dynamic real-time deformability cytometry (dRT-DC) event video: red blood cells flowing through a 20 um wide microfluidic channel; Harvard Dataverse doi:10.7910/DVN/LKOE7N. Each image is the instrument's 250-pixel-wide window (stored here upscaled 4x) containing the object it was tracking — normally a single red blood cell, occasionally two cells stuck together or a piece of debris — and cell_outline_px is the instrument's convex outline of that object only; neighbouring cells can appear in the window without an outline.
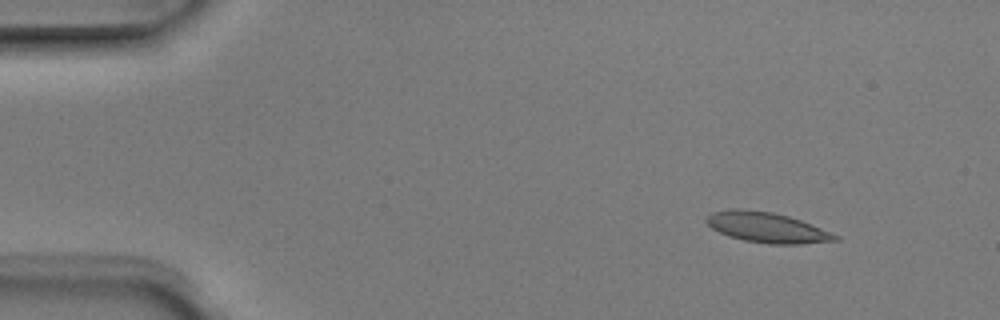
{"species": "Egyptian fruit bat (a non-hibernating species)", "species_latin": "Rousettus aegyptiacus", "temperature_condition": "room temperature", "stored_images_in_passage": 8, "camera_frame_rate_fps": 3000, "um_per_image_px": 0.085, "animal": {"sex": "male"}, "frame": {"image": 1, "passage_image": 2, "time_ms": 0.333, "image_size_px": [1000, 320], "cell_outline_px": [[840, 240], [800, 244], [768, 244], [744, 240], [728, 236], [712, 228], [704, 220], [712, 212], [732, 208], [736, 208], [772, 212], [788, 216], [800, 220], [840, 236]], "centroid_in_image_um": [65.18, 19.34], "position_along_channel_um": 19.8, "area_um2": 22.6}}
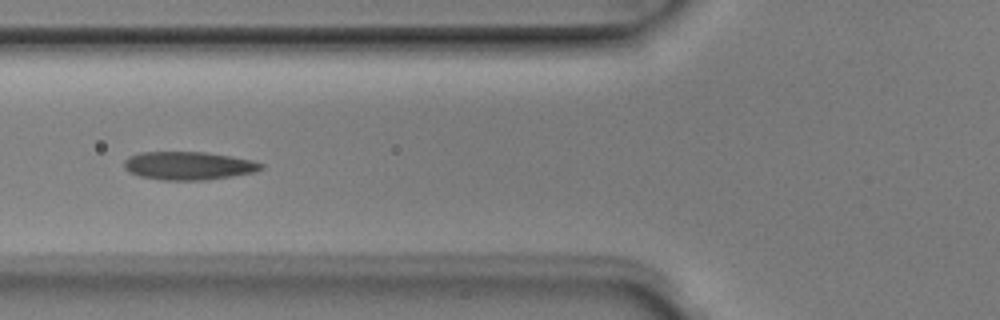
{"frame": {"image": 2, "passage_image": 6, "time_ms": 1.667, "image_size_px": [1000, 320], "cell_outline_px": [[264, 168], [256, 172], [232, 176], [204, 180], [164, 180], [140, 176], [128, 172], [124, 168], [124, 160], [128, 156], [140, 152], [208, 152], [232, 156], [252, 160], [264, 164]], "centroid_in_image_um": [16.03, 14.08], "position_along_channel_um": 109.8, "area_um2": 22.72}}
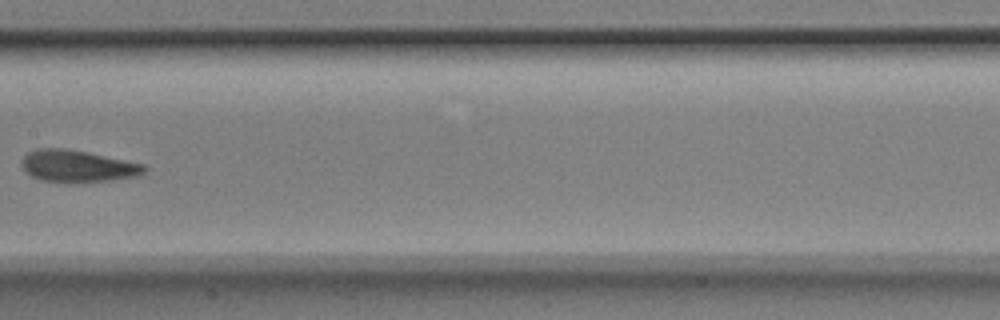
{"frame": {"image": 3, "passage_image": 8, "time_ms": 2.333, "image_size_px": [1000, 320], "cell_outline_px": [[148, 168], [140, 176], [112, 180], [68, 184], [40, 180], [24, 172], [20, 164], [20, 160], [28, 152], [36, 148], [68, 148], [88, 152], [144, 164]], "centroid_in_image_um": [6.56, 14.14], "position_along_channel_um": 200.8, "area_um2": 23.52}}